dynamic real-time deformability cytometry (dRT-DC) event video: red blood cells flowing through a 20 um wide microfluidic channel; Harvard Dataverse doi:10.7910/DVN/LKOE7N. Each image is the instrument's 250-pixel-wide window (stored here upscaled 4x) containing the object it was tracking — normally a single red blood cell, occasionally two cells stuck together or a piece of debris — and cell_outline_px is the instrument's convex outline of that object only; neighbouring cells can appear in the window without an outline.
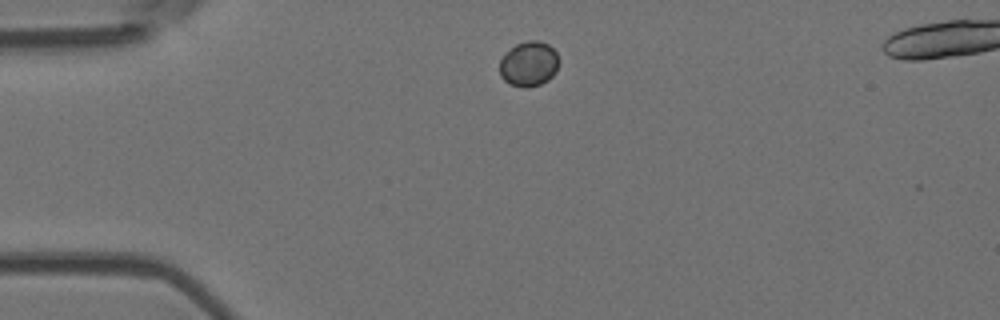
{"species": "Egyptian fruit bat (a non-hibernating species)", "species_latin": "Rousettus aegyptiacus", "temperature_condition": "room temperature", "stored_images_in_passage": 3, "camera_frame_rate_fps": 3000, "um_per_image_px": 0.085, "animal": {"sex": "female"}, "frame": {"image": 1, "passage_image": 1, "time_ms": 0.0, "image_size_px": [1000, 320], "cell_outline_px": [[560, 60], [556, 72], [548, 80], [540, 84], [528, 88], [524, 88], [512, 84], [504, 80], [500, 76], [500, 60], [504, 52], [516, 44], [528, 40], [536, 40], [548, 44], [556, 52]], "centroid_in_image_um": [44.95, 5.42], "position_along_channel_um": 40.0, "area_um2": 15.72}}